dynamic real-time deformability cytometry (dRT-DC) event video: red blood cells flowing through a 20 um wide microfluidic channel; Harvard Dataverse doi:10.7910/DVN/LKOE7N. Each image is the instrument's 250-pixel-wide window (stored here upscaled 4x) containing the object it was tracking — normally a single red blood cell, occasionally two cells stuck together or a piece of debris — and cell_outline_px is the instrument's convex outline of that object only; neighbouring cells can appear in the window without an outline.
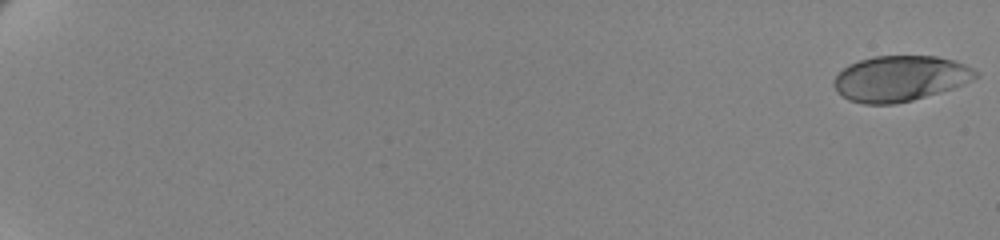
{"species": "human", "species_latin": "Homo sapiens", "temperature_condition": "cold", "stored_images_in_passage": 29, "camera_frame_rate_fps": 3000, "um_per_image_px": 0.085, "donor": {"sex": "female"}, "frame": {"image": 1, "passage_image": 1, "time_ms": 0.0, "image_size_px": [1000, 240], "cell_outline_px": [[980, 76], [964, 84], [940, 92], [912, 100], [892, 104], [864, 104], [848, 100], [836, 92], [832, 84], [832, 80], [848, 64], [872, 56], [936, 56], [956, 60], [980, 72]], "centroid_in_image_um": [76.51, 6.67], "position_along_channel_um": 8.5, "area_um2": 37.92}}
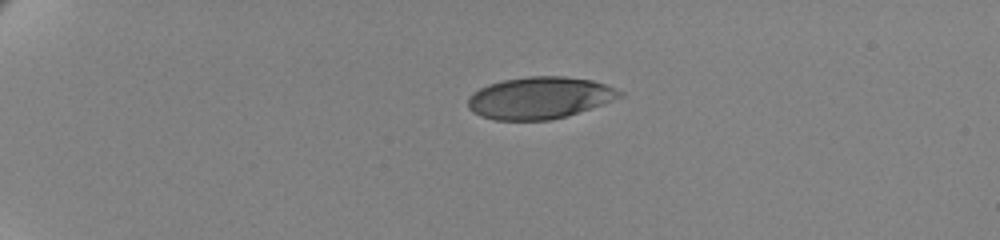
{"frame": {"image": 2, "passage_image": 17, "time_ms": 5.333, "image_size_px": [1000, 240], "cell_outline_px": [[624, 96], [568, 116], [548, 120], [496, 120], [480, 116], [472, 112], [468, 108], [468, 100], [472, 92], [488, 84], [504, 80], [528, 76], [564, 76], [592, 80], [604, 84], [624, 92]], "centroid_in_image_um": [45.85, 8.32], "position_along_channel_um": 39.1, "area_um2": 37.11}}
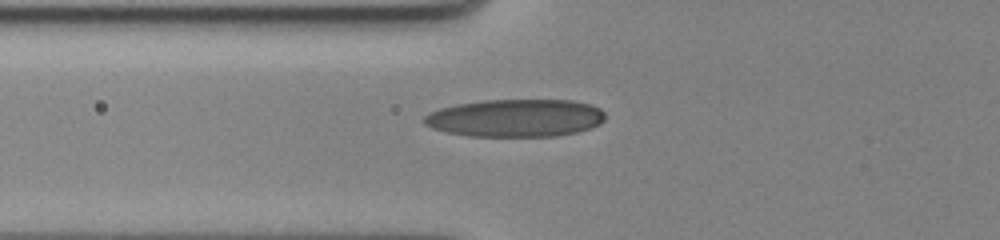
{"frame": {"image": 3, "passage_image": 29, "time_ms": 9.333, "image_size_px": [1000, 240], "cell_outline_px": [[604, 120], [600, 124], [592, 128], [576, 132], [556, 136], [468, 136], [448, 132], [432, 128], [424, 124], [424, 116], [440, 108], [456, 104], [484, 100], [572, 100], [592, 104], [600, 108], [604, 112]], "centroid_in_image_um": [43.85, 10.02], "position_along_channel_um": 81.9, "area_um2": 39.88}}